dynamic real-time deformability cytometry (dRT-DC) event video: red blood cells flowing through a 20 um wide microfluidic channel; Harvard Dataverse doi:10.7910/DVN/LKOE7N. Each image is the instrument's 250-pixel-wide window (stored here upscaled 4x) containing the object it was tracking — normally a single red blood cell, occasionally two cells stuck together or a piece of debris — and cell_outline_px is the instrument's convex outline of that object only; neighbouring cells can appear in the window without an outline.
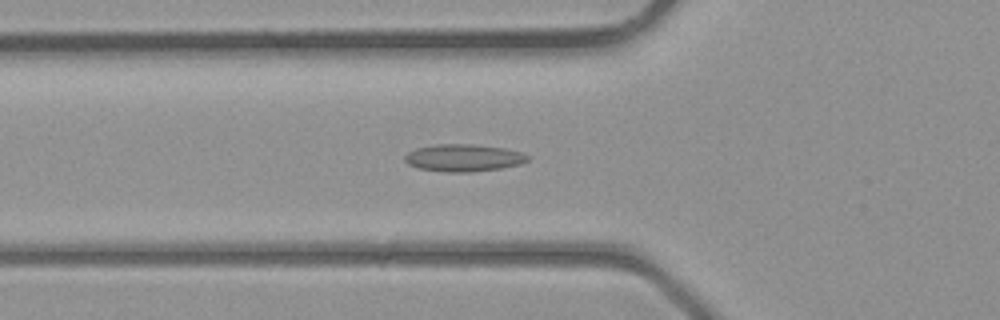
{"species": "common noctule bat (a hibernating species)", "species_latin": "Nyctalus noctula", "temperature_condition": "room temperature", "stored_images_in_passage": 40, "camera_frame_rate_fps": 3000, "um_per_image_px": 0.085, "animal": {"sex": "male", "body_mass_g": 23.1, "forearm_length_mm": 52.7}, "frame": {"image": 1, "passage_image": 14, "time_ms": 4.333, "image_size_px": [1000, 320], "cell_outline_px": [[528, 160], [520, 164], [500, 168], [472, 172], [448, 172], [420, 168], [408, 164], [404, 160], [404, 156], [408, 152], [416, 148], [436, 144], [472, 144], [504, 148], [524, 152], [528, 156]], "centroid_in_image_um": [39.41, 13.41], "position_along_channel_um": 86.4, "area_um2": 19.48}}
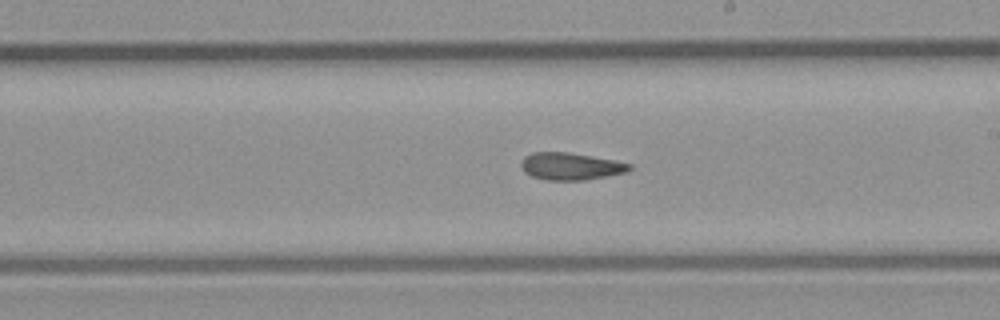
{"frame": {"image": 2, "passage_image": 23, "time_ms": 7.333, "image_size_px": [1000, 320], "cell_outline_px": [[632, 168], [628, 172], [608, 176], [584, 180], [548, 180], [532, 176], [524, 172], [520, 164], [524, 156], [532, 152], [568, 152], [616, 160], [632, 164]], "centroid_in_image_um": [48.53, 14.13], "position_along_channel_um": 240.5, "area_um2": 17.34}}
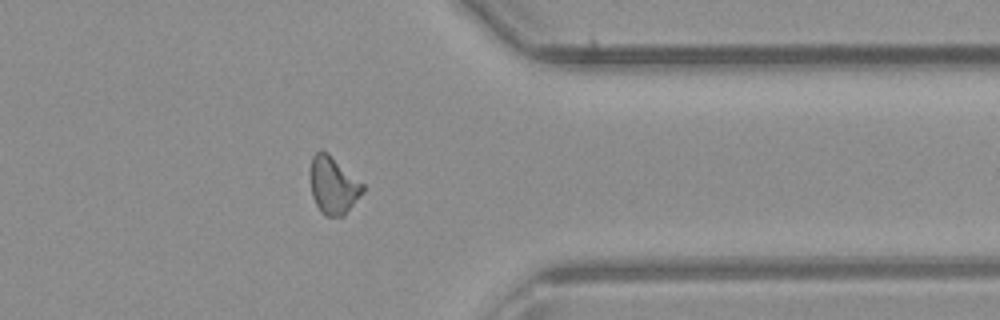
{"frame": {"image": 3, "passage_image": 32, "time_ms": 10.333, "image_size_px": [1000, 320], "cell_outline_px": [[364, 192], [344, 216], [328, 216], [320, 212], [312, 196], [312, 156], [320, 148], [328, 152], [364, 184]], "centroid_in_image_um": [28.36, 15.75], "position_along_channel_um": 383.0, "area_um2": 17.46}}